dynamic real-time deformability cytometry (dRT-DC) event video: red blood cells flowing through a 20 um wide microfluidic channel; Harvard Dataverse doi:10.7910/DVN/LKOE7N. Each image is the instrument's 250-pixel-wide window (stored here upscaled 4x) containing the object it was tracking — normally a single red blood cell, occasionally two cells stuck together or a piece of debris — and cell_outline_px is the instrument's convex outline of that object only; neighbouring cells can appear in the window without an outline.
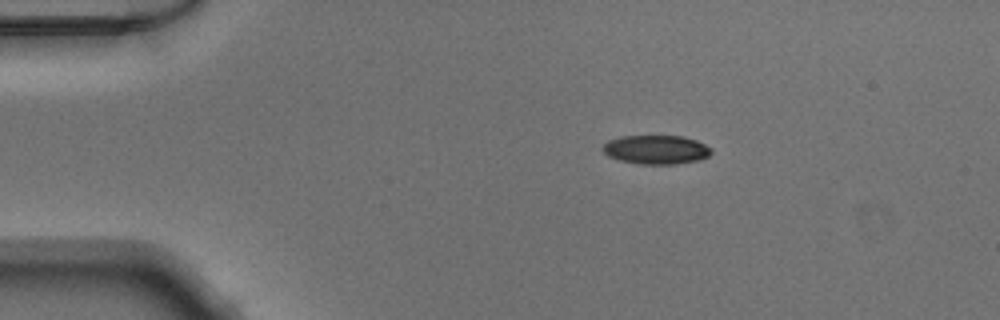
{"species": "Egyptian fruit bat (a non-hibernating species)", "species_latin": "Rousettus aegyptiacus", "temperature_condition": "warm", "stored_images_in_passage": 42, "camera_frame_rate_fps": 3000, "um_per_image_px": 0.085, "animal": {"sex": "male"}, "frame": {"image": 1, "passage_image": 1, "time_ms": 0.0, "image_size_px": [1000, 320], "cell_outline_px": [[712, 152], [708, 156], [700, 160], [676, 164], [640, 164], [620, 160], [608, 156], [604, 152], [604, 144], [608, 140], [620, 136], [684, 136], [696, 140], [712, 148]], "centroid_in_image_um": [55.8, 12.72], "position_along_channel_um": 29.2, "area_um2": 18.32}}
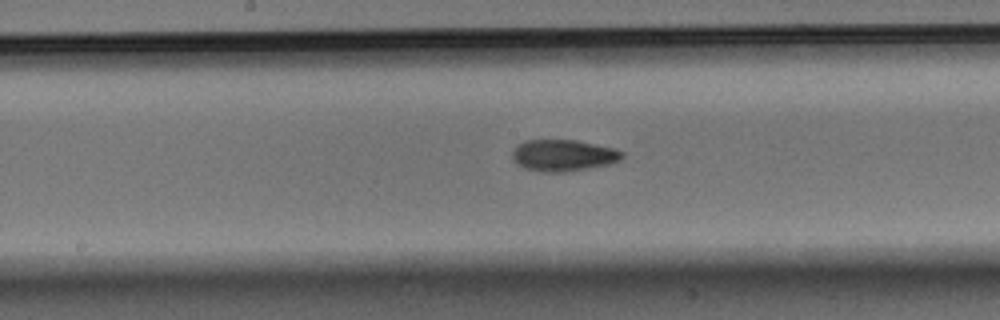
{"frame": {"image": 2, "passage_image": 18, "time_ms": 5.667, "image_size_px": [1000, 320], "cell_outline_px": [[624, 156], [620, 160], [608, 164], [564, 172], [540, 172], [524, 168], [516, 164], [512, 156], [512, 152], [516, 144], [524, 140], [576, 140], [616, 148], [624, 152]], "centroid_in_image_um": [47.85, 13.2], "position_along_channel_um": 200.3, "area_um2": 20.35}}
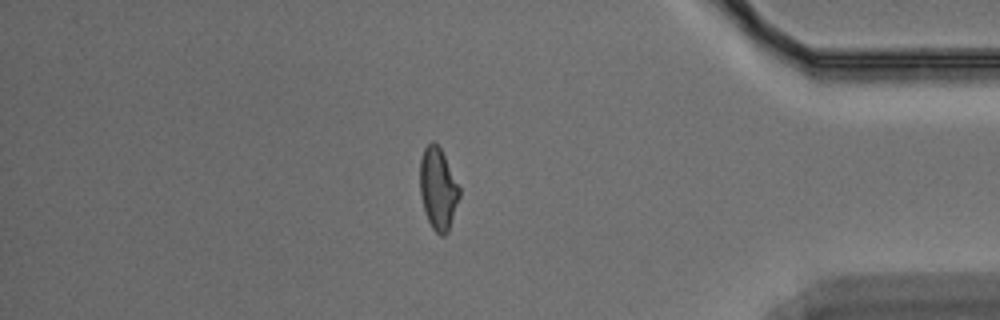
{"frame": {"image": 3, "passage_image": 35, "time_ms": 11.333, "image_size_px": [1000, 320], "cell_outline_px": [[460, 196], [448, 232], [444, 236], [440, 236], [432, 228], [424, 212], [420, 192], [420, 160], [424, 148], [432, 140], [440, 148], [460, 188]], "centroid_in_image_um": [37.23, 16.07], "position_along_channel_um": 398.0, "area_um2": 18.73}}